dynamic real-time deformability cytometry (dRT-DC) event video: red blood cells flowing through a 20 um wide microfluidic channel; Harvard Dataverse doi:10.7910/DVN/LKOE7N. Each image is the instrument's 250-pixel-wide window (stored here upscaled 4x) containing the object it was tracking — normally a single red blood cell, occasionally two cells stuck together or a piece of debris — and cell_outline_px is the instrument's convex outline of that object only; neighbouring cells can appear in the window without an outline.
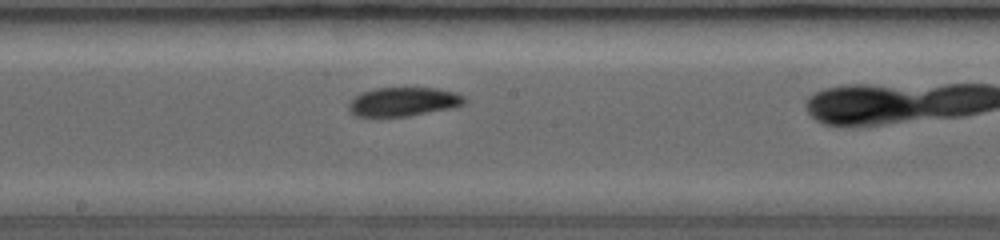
{"species": "common noctule bat (a hibernating species)", "species_latin": "Nyctalus noctula", "temperature_condition": "room temperature", "stored_images_in_passage": 6, "camera_frame_rate_fps": 3000, "um_per_image_px": 0.085, "animal": {"sex": "female", "body_mass_g": 19.0, "forearm_length_mm": 53.3}, "frame": {"image": 1, "passage_image": 5, "time_ms": 3.333, "image_size_px": [1000, 240], "cell_outline_px": [[468, 100], [464, 104], [452, 108], [408, 116], [356, 116], [348, 108], [348, 104], [360, 92], [376, 88], [440, 88], [464, 96]], "centroid_in_image_um": [34.31, 8.64], "position_along_channel_um": 213.9, "area_um2": 19.42}}